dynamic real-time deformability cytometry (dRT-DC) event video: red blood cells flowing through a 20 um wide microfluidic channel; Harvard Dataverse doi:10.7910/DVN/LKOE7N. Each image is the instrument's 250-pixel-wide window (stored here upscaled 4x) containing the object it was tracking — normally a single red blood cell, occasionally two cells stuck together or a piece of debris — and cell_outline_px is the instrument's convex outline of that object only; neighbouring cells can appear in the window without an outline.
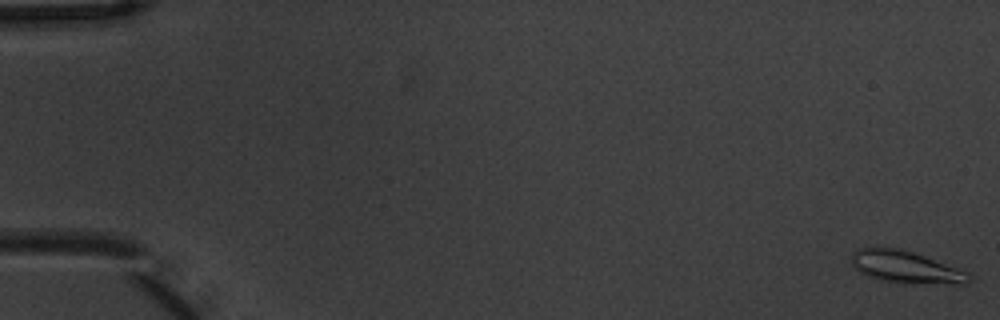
{"species": "common noctule bat (a hibernating species)", "species_latin": "Nyctalus noctula", "temperature_condition": "warm", "stored_images_in_passage": 8, "camera_frame_rate_fps": 3000, "um_per_image_px": 0.085, "animal": {"sex": "male", "body_mass_g": 20.1, "forearm_length_mm": 53.5}, "frame": {"image": 1, "passage_image": 1, "time_ms": 0.0, "image_size_px": [1000, 320], "cell_outline_px": [[972, 280], [964, 284], [912, 284], [880, 280], [868, 276], [860, 272], [852, 264], [852, 252], [856, 248], [876, 244], [900, 248], [924, 256], [968, 272], [972, 276]], "centroid_in_image_um": [76.94, 22.67], "position_along_channel_um": 8.1, "area_um2": 22.66}}
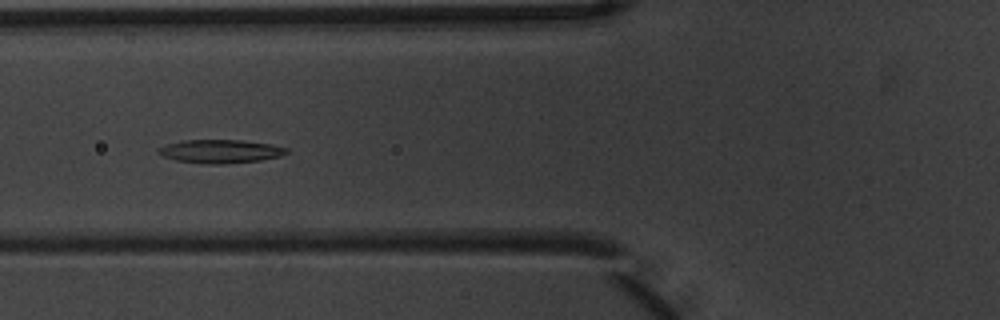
{"frame": {"image": 2, "passage_image": 7, "time_ms": 2.0, "image_size_px": [1000, 320], "cell_outline_px": [[288, 152], [280, 156], [260, 160], [224, 164], [208, 164], [176, 160], [164, 156], [156, 152], [156, 148], [168, 144], [184, 140], [240, 140], [272, 144], [288, 148]], "centroid_in_image_um": [18.73, 12.86], "position_along_channel_um": 107.1, "area_um2": 17.46}}
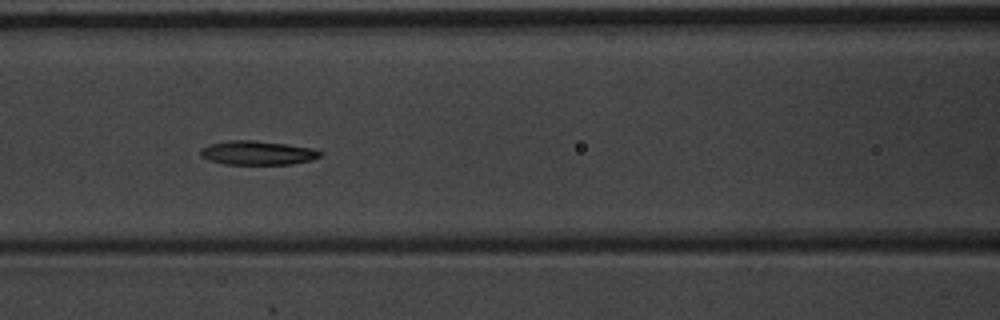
{"frame": {"image": 3, "passage_image": 8, "time_ms": 2.333, "image_size_px": [1000, 320], "cell_outline_px": [[324, 156], [312, 160], [292, 164], [224, 164], [208, 160], [200, 156], [200, 148], [208, 144], [228, 140], [256, 140], [312, 148], [324, 152]], "centroid_in_image_um": [21.89, 12.99], "position_along_channel_um": 144.7, "area_um2": 16.99}}